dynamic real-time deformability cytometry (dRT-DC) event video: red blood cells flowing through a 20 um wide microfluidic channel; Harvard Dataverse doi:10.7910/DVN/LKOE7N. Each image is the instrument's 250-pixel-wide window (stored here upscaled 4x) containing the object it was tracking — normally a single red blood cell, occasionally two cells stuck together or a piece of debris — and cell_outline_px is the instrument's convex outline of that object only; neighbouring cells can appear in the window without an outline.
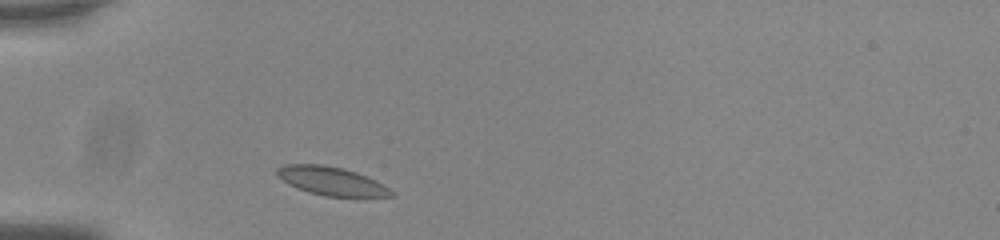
{"species": "common noctule bat (a hibernating species)", "species_latin": "Nyctalus noctula", "temperature_condition": "room temperature", "stored_images_in_passage": 30, "camera_frame_rate_fps": 3000, "um_per_image_px": 0.085, "animal": {"sex": "male", "body_mass_g": 20.0, "forearm_length_mm": 53.3}, "frame": {"image": 1, "passage_image": 2, "time_ms": 0.333, "image_size_px": [1000, 240], "cell_outline_px": [[396, 196], [324, 196], [308, 192], [288, 184], [276, 176], [276, 168], [284, 164], [324, 164], [344, 168], [356, 172], [376, 180], [384, 184], [396, 192]], "centroid_in_image_um": [28.17, 15.38], "position_along_channel_um": 56.8, "area_um2": 19.19}}
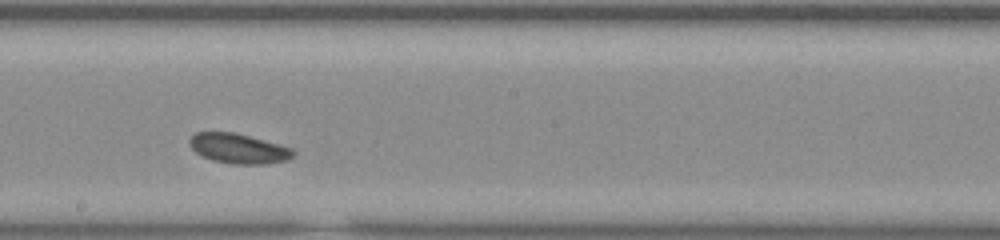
{"frame": {"image": 2, "passage_image": 17, "time_ms": 5.333, "image_size_px": [1000, 240], "cell_outline_px": [[296, 152], [288, 160], [264, 164], [232, 164], [212, 160], [196, 152], [188, 144], [188, 140], [196, 132], [236, 132], [292, 148]], "centroid_in_image_um": [20.27, 12.62], "position_along_channel_um": 227.9, "area_um2": 18.03}}
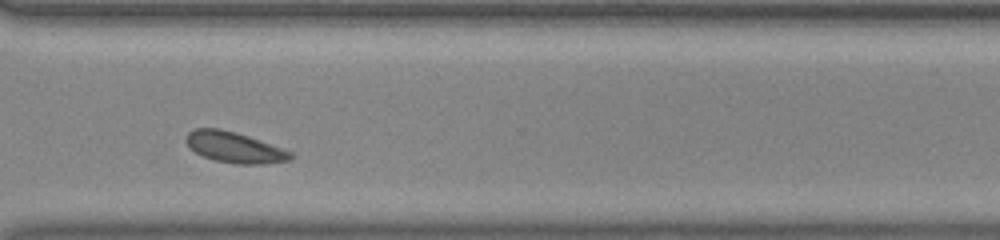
{"frame": {"image": 3, "passage_image": 27, "time_ms": 8.667, "image_size_px": [1000, 240], "cell_outline_px": [[296, 156], [292, 160], [264, 164], [236, 164], [212, 160], [196, 152], [184, 140], [184, 136], [188, 132], [196, 128], [220, 128], [248, 136], [292, 152]], "centroid_in_image_um": [19.94, 12.53], "position_along_channel_um": 350.7, "area_um2": 18.79}, "authors_computed_cell_mechanics": {"area_um2": 18.5538, "velocity_mm_per_s": 3.6721, "shape_relaxation_time_tau1_ms": 3.2506, "shape_relaxation_time_tau2_ms": null, "deformation_change_tau1": 0.0495, "deformation_change_tau2": null}}